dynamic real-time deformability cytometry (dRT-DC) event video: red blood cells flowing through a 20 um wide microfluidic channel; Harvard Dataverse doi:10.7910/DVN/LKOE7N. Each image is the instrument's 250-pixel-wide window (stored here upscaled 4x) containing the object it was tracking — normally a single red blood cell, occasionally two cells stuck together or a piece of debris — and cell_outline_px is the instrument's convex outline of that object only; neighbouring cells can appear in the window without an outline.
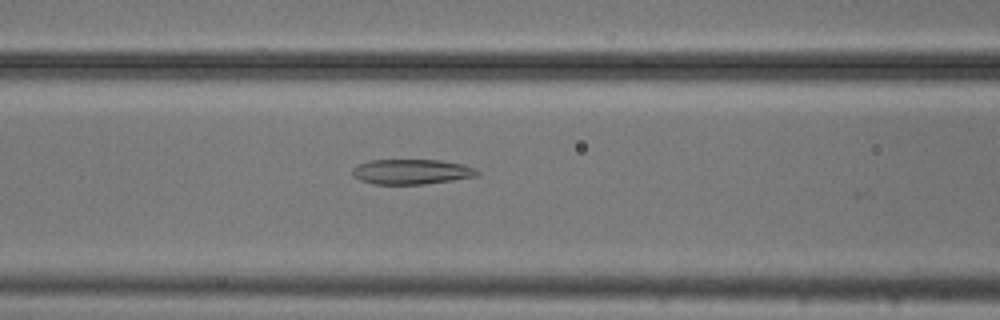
{"species": "common noctule bat (a hibernating species)", "species_latin": "Nyctalus noctula", "temperature_condition": "cold", "stored_images_in_passage": 39, "camera_frame_rate_fps": 3000, "um_per_image_px": 0.085, "animal": {"sex": "male", "body_mass_g": 20.5, "forearm_length_mm": 52.5}, "frame": {"image": 1, "passage_image": 22, "time_ms": 7.0, "image_size_px": [1000, 320], "cell_outline_px": [[480, 172], [476, 176], [452, 180], [424, 184], [376, 184], [360, 180], [352, 176], [352, 168], [356, 164], [372, 160], [440, 160], [464, 164], [476, 168]], "centroid_in_image_um": [34.97, 14.59], "position_along_channel_um": 131.6, "area_um2": 18.32}}
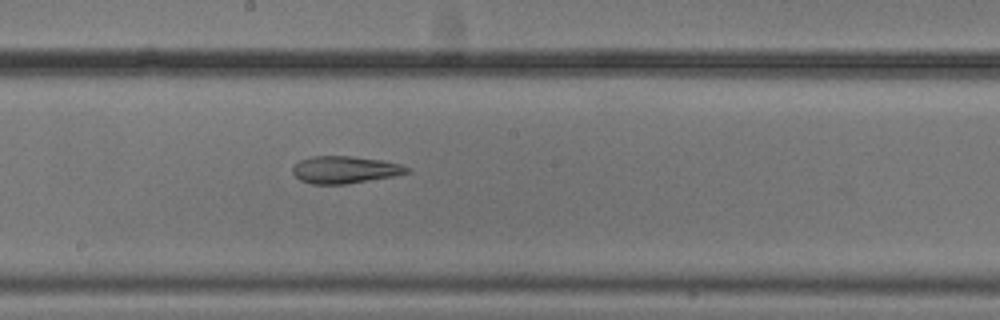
{"frame": {"image": 2, "passage_image": 29, "time_ms": 9.333, "image_size_px": [1000, 320], "cell_outline_px": [[412, 172], [392, 176], [348, 184], [312, 184], [300, 180], [292, 172], [292, 168], [300, 160], [312, 156], [352, 156], [384, 160], [400, 164], [412, 168]], "centroid_in_image_um": [29.35, 14.42], "position_along_channel_um": 218.8, "area_um2": 18.26}}
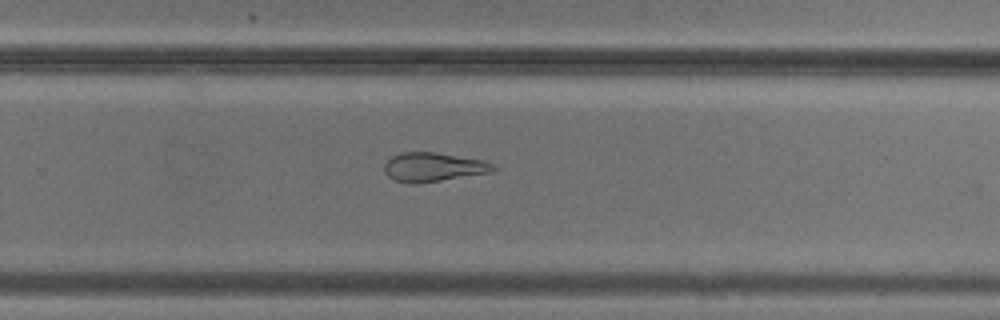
{"frame": {"image": 3, "passage_image": 35, "time_ms": 11.333, "image_size_px": [1000, 320], "cell_outline_px": [[496, 168], [492, 172], [416, 184], [408, 184], [392, 180], [384, 172], [384, 164], [392, 156], [400, 152], [436, 152], [484, 160], [492, 164]], "centroid_in_image_um": [36.78, 14.2], "position_along_channel_um": 293.0, "area_um2": 18.55}}